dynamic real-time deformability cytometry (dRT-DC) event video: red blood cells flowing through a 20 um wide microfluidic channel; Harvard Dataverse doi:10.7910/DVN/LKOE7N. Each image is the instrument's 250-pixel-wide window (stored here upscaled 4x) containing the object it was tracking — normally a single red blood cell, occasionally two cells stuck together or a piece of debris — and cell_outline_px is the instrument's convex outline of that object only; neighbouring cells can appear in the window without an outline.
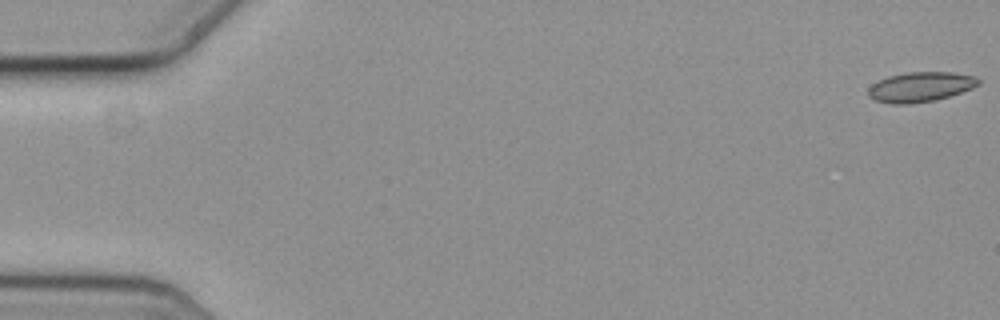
{"species": "common noctule bat (a hibernating species)", "species_latin": "Nyctalus noctula", "temperature_condition": "cold", "stored_images_in_passage": 57, "camera_frame_rate_fps": 3000, "um_per_image_px": 0.085, "animal": {"sex": "female", "body_mass_g": 19.3, "forearm_length_mm": 54.1}, "frame": {"image": 1, "passage_image": 1, "time_ms": 0.0, "image_size_px": [1000, 320], "cell_outline_px": [[980, 84], [972, 88], [936, 100], [908, 104], [892, 104], [876, 100], [868, 96], [868, 88], [872, 84], [888, 76], [908, 72], [952, 72], [976, 76], [980, 80]], "centroid_in_image_um": [78.24, 7.38], "position_along_channel_um": 6.8, "area_um2": 19.13}}
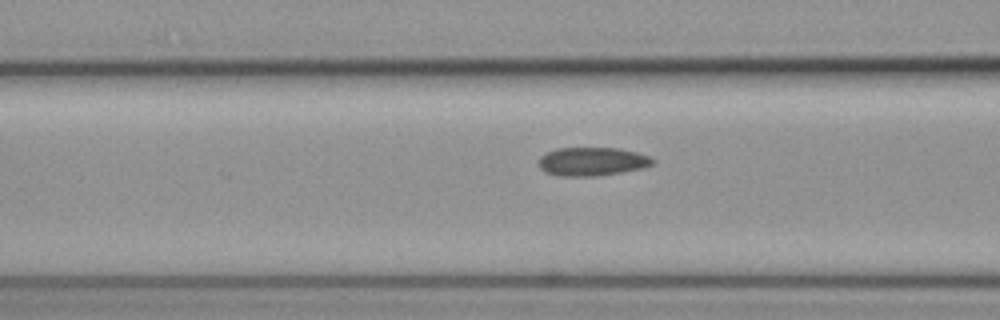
{"frame": {"image": 2, "passage_image": 23, "time_ms": 7.333, "image_size_px": [1000, 320], "cell_outline_px": [[656, 160], [652, 164], [644, 168], [596, 176], [560, 176], [544, 172], [536, 164], [540, 156], [556, 148], [620, 148], [636, 152], [648, 156]], "centroid_in_image_um": [50.29, 13.73], "position_along_channel_um": 116.3, "area_um2": 19.07}}
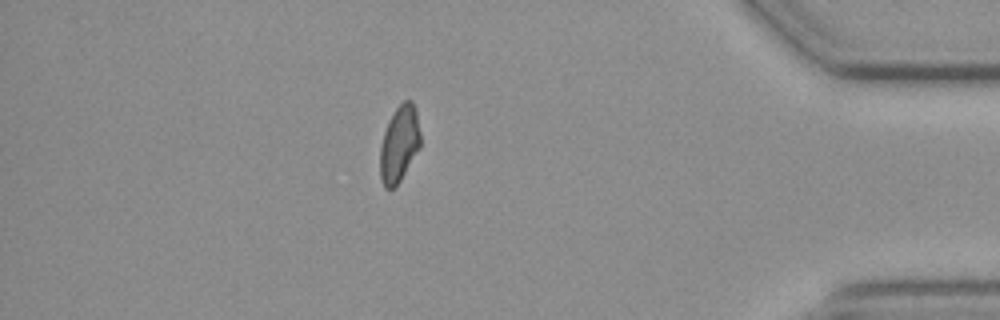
{"frame": {"image": 3, "passage_image": 50, "time_ms": 16.333, "image_size_px": [1000, 320], "cell_outline_px": [[420, 148], [400, 180], [392, 188], [384, 188], [380, 180], [380, 148], [384, 132], [388, 120], [396, 108], [404, 100], [412, 100], [416, 108], [420, 132]], "centroid_in_image_um": [33.94, 12.21], "position_along_channel_um": 401.3, "area_um2": 17.98}, "authors_computed_cell_mechanics": {"area_um2": 18.7272, "velocity_mm_per_s": 3.6476, "shape_relaxation_time_tau1_ms": 3.6841, "shape_relaxation_time_tau2_ms": 2.7952, "deformation_change_tau1": 0.0917, "deformation_change_tau2": 0.0987}}